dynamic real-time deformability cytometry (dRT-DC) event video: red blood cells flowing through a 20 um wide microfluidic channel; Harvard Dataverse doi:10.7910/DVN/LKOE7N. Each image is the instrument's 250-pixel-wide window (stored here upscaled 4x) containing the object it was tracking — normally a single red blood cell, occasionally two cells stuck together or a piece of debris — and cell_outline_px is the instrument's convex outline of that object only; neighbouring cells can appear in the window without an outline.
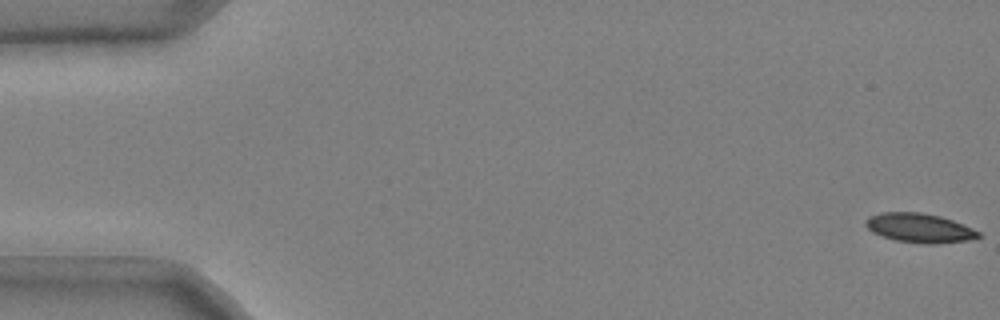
{"species": "common noctule bat (a hibernating species)", "species_latin": "Nyctalus noctula", "temperature_condition": "cold", "stored_images_in_passage": 52, "camera_frame_rate_fps": 3000, "um_per_image_px": 0.085, "animal": {"sex": "male", "body_mass_g": 20.4}, "frame": {"image": 1, "passage_image": 1, "time_ms": 0.0, "image_size_px": [1000, 320], "cell_outline_px": [[980, 236], [968, 240], [928, 244], [896, 240], [872, 232], [864, 224], [864, 220], [868, 216], [880, 212], [920, 212], [940, 216], [952, 220], [972, 228], [980, 232]], "centroid_in_image_um": [78.11, 19.36], "position_along_channel_um": 6.9, "area_um2": 19.02}}
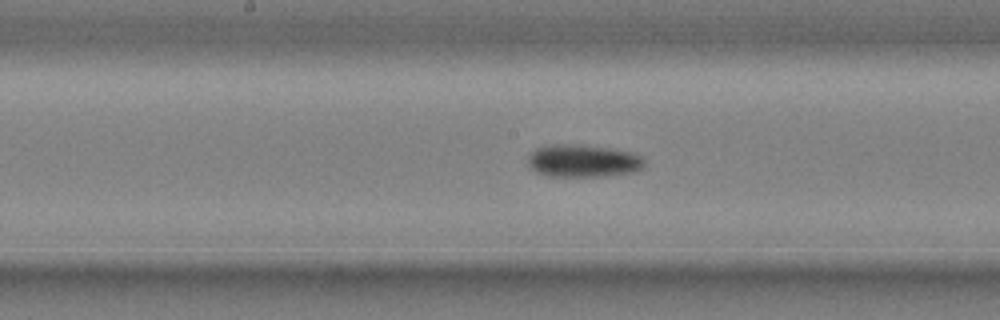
{"frame": {"image": 2, "passage_image": 28, "time_ms": 9.0, "image_size_px": [1000, 320], "cell_outline_px": [[644, 168], [636, 172], [604, 176], [548, 176], [536, 172], [528, 164], [528, 156], [536, 148], [552, 144], [584, 144], [632, 152], [640, 156], [644, 160]], "centroid_in_image_um": [49.58, 13.67], "position_along_channel_um": 198.6, "area_um2": 22.31}}
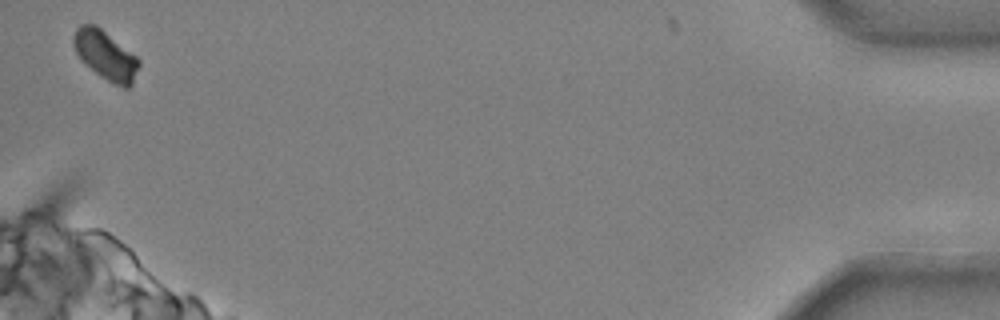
{"frame": {"image": 3, "passage_image": 52, "time_ms": 17.0, "image_size_px": [1000, 320], "cell_outline_px": [[140, 64], [132, 84], [128, 88], [124, 88], [100, 76], [84, 64], [80, 60], [72, 44], [72, 36], [76, 28], [80, 24], [96, 24], [136, 56], [140, 60]], "centroid_in_image_um": [8.94, 4.68], "position_along_channel_um": 426.3, "area_um2": 18.73}, "authors_computed_cell_mechanics": {"area_um2": 20.519, "velocity_mm_per_s": 3.6935, "shape_relaxation_time_tau1_ms": 5.5327, "shape_relaxation_time_tau2_ms": null, "deformation_change_tau1": 0.12, "deformation_change_tau2": null}}